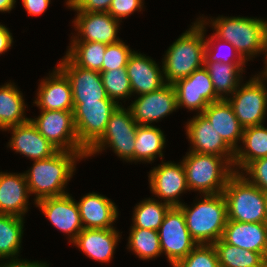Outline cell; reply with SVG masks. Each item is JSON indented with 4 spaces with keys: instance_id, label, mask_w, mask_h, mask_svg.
<instances>
[{
    "instance_id": "6da1fadb",
    "label": "cell",
    "mask_w": 267,
    "mask_h": 267,
    "mask_svg": "<svg viewBox=\"0 0 267 267\" xmlns=\"http://www.w3.org/2000/svg\"><path fill=\"white\" fill-rule=\"evenodd\" d=\"M86 153L58 150L49 158L34 160L32 167L24 173L30 195L35 194L34 204L67 194L65 187L76 170L77 161L85 159Z\"/></svg>"
},
{
    "instance_id": "7a4b0ae2",
    "label": "cell",
    "mask_w": 267,
    "mask_h": 267,
    "mask_svg": "<svg viewBox=\"0 0 267 267\" xmlns=\"http://www.w3.org/2000/svg\"><path fill=\"white\" fill-rule=\"evenodd\" d=\"M205 25H211L217 38L234 45L237 52L246 61L257 54L267 52V21L249 17H224L205 19L199 17ZM208 20V21H206ZM209 23V24H208Z\"/></svg>"
},
{
    "instance_id": "3957f363",
    "label": "cell",
    "mask_w": 267,
    "mask_h": 267,
    "mask_svg": "<svg viewBox=\"0 0 267 267\" xmlns=\"http://www.w3.org/2000/svg\"><path fill=\"white\" fill-rule=\"evenodd\" d=\"M192 24L172 43L163 57V76L168 84H174L204 66L206 25L199 18Z\"/></svg>"
},
{
    "instance_id": "277c9868",
    "label": "cell",
    "mask_w": 267,
    "mask_h": 267,
    "mask_svg": "<svg viewBox=\"0 0 267 267\" xmlns=\"http://www.w3.org/2000/svg\"><path fill=\"white\" fill-rule=\"evenodd\" d=\"M190 207L178 206L185 217L191 238L197 244H214L222 238L227 223V203L223 193L202 195Z\"/></svg>"
},
{
    "instance_id": "5b68a950",
    "label": "cell",
    "mask_w": 267,
    "mask_h": 267,
    "mask_svg": "<svg viewBox=\"0 0 267 267\" xmlns=\"http://www.w3.org/2000/svg\"><path fill=\"white\" fill-rule=\"evenodd\" d=\"M189 191L201 195L223 193L229 177L234 173L233 164L226 158L213 154L186 153L182 160Z\"/></svg>"
},
{
    "instance_id": "8992f818",
    "label": "cell",
    "mask_w": 267,
    "mask_h": 267,
    "mask_svg": "<svg viewBox=\"0 0 267 267\" xmlns=\"http://www.w3.org/2000/svg\"><path fill=\"white\" fill-rule=\"evenodd\" d=\"M223 195L227 203V221L267 223V194L234 172L228 179Z\"/></svg>"
},
{
    "instance_id": "52a82bcc",
    "label": "cell",
    "mask_w": 267,
    "mask_h": 267,
    "mask_svg": "<svg viewBox=\"0 0 267 267\" xmlns=\"http://www.w3.org/2000/svg\"><path fill=\"white\" fill-rule=\"evenodd\" d=\"M137 127L130 109L121 103L111 114L102 137L87 151L86 158L112 147L113 152L123 161L134 162Z\"/></svg>"
},
{
    "instance_id": "ba28073f",
    "label": "cell",
    "mask_w": 267,
    "mask_h": 267,
    "mask_svg": "<svg viewBox=\"0 0 267 267\" xmlns=\"http://www.w3.org/2000/svg\"><path fill=\"white\" fill-rule=\"evenodd\" d=\"M73 104L76 134L80 145L88 151L102 137L111 114L119 105L113 100Z\"/></svg>"
},
{
    "instance_id": "9c48e42d",
    "label": "cell",
    "mask_w": 267,
    "mask_h": 267,
    "mask_svg": "<svg viewBox=\"0 0 267 267\" xmlns=\"http://www.w3.org/2000/svg\"><path fill=\"white\" fill-rule=\"evenodd\" d=\"M264 82L257 74L240 84L232 96L226 98L244 128L264 124L267 111V89Z\"/></svg>"
},
{
    "instance_id": "30bf717a",
    "label": "cell",
    "mask_w": 267,
    "mask_h": 267,
    "mask_svg": "<svg viewBox=\"0 0 267 267\" xmlns=\"http://www.w3.org/2000/svg\"><path fill=\"white\" fill-rule=\"evenodd\" d=\"M37 130L58 150L87 152L79 143L73 111L41 110L36 118H30Z\"/></svg>"
},
{
    "instance_id": "8fae6325",
    "label": "cell",
    "mask_w": 267,
    "mask_h": 267,
    "mask_svg": "<svg viewBox=\"0 0 267 267\" xmlns=\"http://www.w3.org/2000/svg\"><path fill=\"white\" fill-rule=\"evenodd\" d=\"M162 254L173 266L185 258L197 245L191 238L186 226L185 217L178 206L170 207L158 230Z\"/></svg>"
},
{
    "instance_id": "7c38bea8",
    "label": "cell",
    "mask_w": 267,
    "mask_h": 267,
    "mask_svg": "<svg viewBox=\"0 0 267 267\" xmlns=\"http://www.w3.org/2000/svg\"><path fill=\"white\" fill-rule=\"evenodd\" d=\"M177 95V107L202 113L213 102L221 100L215 93L208 70L203 66L188 77L177 80L174 84Z\"/></svg>"
},
{
    "instance_id": "4fadbf2b",
    "label": "cell",
    "mask_w": 267,
    "mask_h": 267,
    "mask_svg": "<svg viewBox=\"0 0 267 267\" xmlns=\"http://www.w3.org/2000/svg\"><path fill=\"white\" fill-rule=\"evenodd\" d=\"M138 96L128 106L138 125H152L178 109L173 84L166 83L158 90Z\"/></svg>"
},
{
    "instance_id": "5bb4252c",
    "label": "cell",
    "mask_w": 267,
    "mask_h": 267,
    "mask_svg": "<svg viewBox=\"0 0 267 267\" xmlns=\"http://www.w3.org/2000/svg\"><path fill=\"white\" fill-rule=\"evenodd\" d=\"M148 177L151 193L159 200L161 198V202L163 200L171 207L183 204L178 197L189 189L182 161L177 164L162 160V164L150 170Z\"/></svg>"
},
{
    "instance_id": "9a60e30c",
    "label": "cell",
    "mask_w": 267,
    "mask_h": 267,
    "mask_svg": "<svg viewBox=\"0 0 267 267\" xmlns=\"http://www.w3.org/2000/svg\"><path fill=\"white\" fill-rule=\"evenodd\" d=\"M62 58L57 67L69 79L73 102L112 100L108 98L99 71L79 67L67 55Z\"/></svg>"
},
{
    "instance_id": "2e32d148",
    "label": "cell",
    "mask_w": 267,
    "mask_h": 267,
    "mask_svg": "<svg viewBox=\"0 0 267 267\" xmlns=\"http://www.w3.org/2000/svg\"><path fill=\"white\" fill-rule=\"evenodd\" d=\"M35 204L54 227L69 236L70 243L84 229L78 204L69 193L45 198Z\"/></svg>"
},
{
    "instance_id": "e0dca14e",
    "label": "cell",
    "mask_w": 267,
    "mask_h": 267,
    "mask_svg": "<svg viewBox=\"0 0 267 267\" xmlns=\"http://www.w3.org/2000/svg\"><path fill=\"white\" fill-rule=\"evenodd\" d=\"M74 22L77 36L73 35L71 41L100 42L112 44L120 39L117 36L120 21L108 12H77ZM80 36V37H79Z\"/></svg>"
},
{
    "instance_id": "ac0fdd59",
    "label": "cell",
    "mask_w": 267,
    "mask_h": 267,
    "mask_svg": "<svg viewBox=\"0 0 267 267\" xmlns=\"http://www.w3.org/2000/svg\"><path fill=\"white\" fill-rule=\"evenodd\" d=\"M196 114L185 125L187 139L191 144L189 151L226 157L233 164L235 152L202 113Z\"/></svg>"
},
{
    "instance_id": "d6986e66",
    "label": "cell",
    "mask_w": 267,
    "mask_h": 267,
    "mask_svg": "<svg viewBox=\"0 0 267 267\" xmlns=\"http://www.w3.org/2000/svg\"><path fill=\"white\" fill-rule=\"evenodd\" d=\"M48 76L41 80L33 103L40 110L73 111L72 89L67 76L57 66Z\"/></svg>"
},
{
    "instance_id": "ffe728a7",
    "label": "cell",
    "mask_w": 267,
    "mask_h": 267,
    "mask_svg": "<svg viewBox=\"0 0 267 267\" xmlns=\"http://www.w3.org/2000/svg\"><path fill=\"white\" fill-rule=\"evenodd\" d=\"M12 137L8 142L10 149L29 159L41 160L54 155L58 149L51 144L29 119L27 122L9 127Z\"/></svg>"
},
{
    "instance_id": "44dd1931",
    "label": "cell",
    "mask_w": 267,
    "mask_h": 267,
    "mask_svg": "<svg viewBox=\"0 0 267 267\" xmlns=\"http://www.w3.org/2000/svg\"><path fill=\"white\" fill-rule=\"evenodd\" d=\"M161 69V70H160ZM126 71L133 94L144 95L160 89L166 84L163 68L147 56L134 51L129 58Z\"/></svg>"
},
{
    "instance_id": "7402d4cb",
    "label": "cell",
    "mask_w": 267,
    "mask_h": 267,
    "mask_svg": "<svg viewBox=\"0 0 267 267\" xmlns=\"http://www.w3.org/2000/svg\"><path fill=\"white\" fill-rule=\"evenodd\" d=\"M84 229H109L118 218V208L108 197L92 192L78 201Z\"/></svg>"
},
{
    "instance_id": "603a6c76",
    "label": "cell",
    "mask_w": 267,
    "mask_h": 267,
    "mask_svg": "<svg viewBox=\"0 0 267 267\" xmlns=\"http://www.w3.org/2000/svg\"><path fill=\"white\" fill-rule=\"evenodd\" d=\"M28 194L24 173L0 172V214L24 218L28 211Z\"/></svg>"
},
{
    "instance_id": "cb8c5ba5",
    "label": "cell",
    "mask_w": 267,
    "mask_h": 267,
    "mask_svg": "<svg viewBox=\"0 0 267 267\" xmlns=\"http://www.w3.org/2000/svg\"><path fill=\"white\" fill-rule=\"evenodd\" d=\"M119 237L115 228L83 229L72 243L91 259L106 263L112 260Z\"/></svg>"
},
{
    "instance_id": "d4e9b609",
    "label": "cell",
    "mask_w": 267,
    "mask_h": 267,
    "mask_svg": "<svg viewBox=\"0 0 267 267\" xmlns=\"http://www.w3.org/2000/svg\"><path fill=\"white\" fill-rule=\"evenodd\" d=\"M222 239L230 245L258 252L267 260V223L227 221Z\"/></svg>"
},
{
    "instance_id": "484cf974",
    "label": "cell",
    "mask_w": 267,
    "mask_h": 267,
    "mask_svg": "<svg viewBox=\"0 0 267 267\" xmlns=\"http://www.w3.org/2000/svg\"><path fill=\"white\" fill-rule=\"evenodd\" d=\"M202 114L235 152L239 148L238 141L242 142L244 127L238 121L229 102L226 99H221L210 103Z\"/></svg>"
},
{
    "instance_id": "4316f807",
    "label": "cell",
    "mask_w": 267,
    "mask_h": 267,
    "mask_svg": "<svg viewBox=\"0 0 267 267\" xmlns=\"http://www.w3.org/2000/svg\"><path fill=\"white\" fill-rule=\"evenodd\" d=\"M242 144L244 147L241 148L240 145L235 151L233 162V170L238 173L242 172L250 162L267 157V128L263 124L245 127Z\"/></svg>"
},
{
    "instance_id": "83f0119b",
    "label": "cell",
    "mask_w": 267,
    "mask_h": 267,
    "mask_svg": "<svg viewBox=\"0 0 267 267\" xmlns=\"http://www.w3.org/2000/svg\"><path fill=\"white\" fill-rule=\"evenodd\" d=\"M245 65V63L226 64L204 61V67L208 70L215 93L220 99H226L231 96L242 83Z\"/></svg>"
},
{
    "instance_id": "f1b7e54d",
    "label": "cell",
    "mask_w": 267,
    "mask_h": 267,
    "mask_svg": "<svg viewBox=\"0 0 267 267\" xmlns=\"http://www.w3.org/2000/svg\"><path fill=\"white\" fill-rule=\"evenodd\" d=\"M23 94L12 82L0 86V129L5 130L27 122Z\"/></svg>"
},
{
    "instance_id": "f546056e",
    "label": "cell",
    "mask_w": 267,
    "mask_h": 267,
    "mask_svg": "<svg viewBox=\"0 0 267 267\" xmlns=\"http://www.w3.org/2000/svg\"><path fill=\"white\" fill-rule=\"evenodd\" d=\"M162 130L153 125H138L136 130L134 162L151 163L159 155L163 160L162 150L166 146Z\"/></svg>"
},
{
    "instance_id": "4dcf8cb0",
    "label": "cell",
    "mask_w": 267,
    "mask_h": 267,
    "mask_svg": "<svg viewBox=\"0 0 267 267\" xmlns=\"http://www.w3.org/2000/svg\"><path fill=\"white\" fill-rule=\"evenodd\" d=\"M213 245L217 252L219 267H267V260L258 252L230 245L222 238Z\"/></svg>"
},
{
    "instance_id": "1f68e13d",
    "label": "cell",
    "mask_w": 267,
    "mask_h": 267,
    "mask_svg": "<svg viewBox=\"0 0 267 267\" xmlns=\"http://www.w3.org/2000/svg\"><path fill=\"white\" fill-rule=\"evenodd\" d=\"M23 228L24 218L0 214V261L18 258L22 245Z\"/></svg>"
},
{
    "instance_id": "d6a6232c",
    "label": "cell",
    "mask_w": 267,
    "mask_h": 267,
    "mask_svg": "<svg viewBox=\"0 0 267 267\" xmlns=\"http://www.w3.org/2000/svg\"><path fill=\"white\" fill-rule=\"evenodd\" d=\"M106 47L100 42L71 41L66 55L79 67L100 71Z\"/></svg>"
},
{
    "instance_id": "836d02e7",
    "label": "cell",
    "mask_w": 267,
    "mask_h": 267,
    "mask_svg": "<svg viewBox=\"0 0 267 267\" xmlns=\"http://www.w3.org/2000/svg\"><path fill=\"white\" fill-rule=\"evenodd\" d=\"M171 206L154 198H148L136 204L133 211V226L130 228H142L159 230L166 212Z\"/></svg>"
},
{
    "instance_id": "e575fe53",
    "label": "cell",
    "mask_w": 267,
    "mask_h": 267,
    "mask_svg": "<svg viewBox=\"0 0 267 267\" xmlns=\"http://www.w3.org/2000/svg\"><path fill=\"white\" fill-rule=\"evenodd\" d=\"M127 246V249H131L141 260L153 259L162 254L156 230L130 228Z\"/></svg>"
},
{
    "instance_id": "d590c367",
    "label": "cell",
    "mask_w": 267,
    "mask_h": 267,
    "mask_svg": "<svg viewBox=\"0 0 267 267\" xmlns=\"http://www.w3.org/2000/svg\"><path fill=\"white\" fill-rule=\"evenodd\" d=\"M101 79L108 98L118 105H120V100H125L133 95L126 67L103 71Z\"/></svg>"
},
{
    "instance_id": "8d00e7d4",
    "label": "cell",
    "mask_w": 267,
    "mask_h": 267,
    "mask_svg": "<svg viewBox=\"0 0 267 267\" xmlns=\"http://www.w3.org/2000/svg\"><path fill=\"white\" fill-rule=\"evenodd\" d=\"M172 267H219L216 249L213 244H197L185 258Z\"/></svg>"
},
{
    "instance_id": "74e56055",
    "label": "cell",
    "mask_w": 267,
    "mask_h": 267,
    "mask_svg": "<svg viewBox=\"0 0 267 267\" xmlns=\"http://www.w3.org/2000/svg\"><path fill=\"white\" fill-rule=\"evenodd\" d=\"M206 40V44H205V58L204 61H214V62H222V63H226V64H230V63H246V61L241 57V55L237 52L236 48L234 47L233 44L219 39L217 38L213 33L212 36L205 39ZM217 42V43H215ZM224 43L225 47L229 50L228 54L223 55L224 53L221 54L222 51L221 47H218V45L220 44V46H222V44ZM217 44V45H215ZM223 45V46H224ZM227 45V46H226ZM216 47H218L221 50H216ZM232 51V52H230ZM219 52V53H218ZM226 52V51H224ZM230 53V55H229Z\"/></svg>"
},
{
    "instance_id": "f35d334b",
    "label": "cell",
    "mask_w": 267,
    "mask_h": 267,
    "mask_svg": "<svg viewBox=\"0 0 267 267\" xmlns=\"http://www.w3.org/2000/svg\"><path fill=\"white\" fill-rule=\"evenodd\" d=\"M133 52L134 50L132 51L122 40L108 44L103 57L102 68L99 72L126 67Z\"/></svg>"
},
{
    "instance_id": "ab89813d",
    "label": "cell",
    "mask_w": 267,
    "mask_h": 267,
    "mask_svg": "<svg viewBox=\"0 0 267 267\" xmlns=\"http://www.w3.org/2000/svg\"><path fill=\"white\" fill-rule=\"evenodd\" d=\"M240 173L267 194V157L250 162Z\"/></svg>"
},
{
    "instance_id": "60d3db41",
    "label": "cell",
    "mask_w": 267,
    "mask_h": 267,
    "mask_svg": "<svg viewBox=\"0 0 267 267\" xmlns=\"http://www.w3.org/2000/svg\"><path fill=\"white\" fill-rule=\"evenodd\" d=\"M144 0H112L108 13L115 19L123 20L135 11L143 10Z\"/></svg>"
},
{
    "instance_id": "b9f144b4",
    "label": "cell",
    "mask_w": 267,
    "mask_h": 267,
    "mask_svg": "<svg viewBox=\"0 0 267 267\" xmlns=\"http://www.w3.org/2000/svg\"><path fill=\"white\" fill-rule=\"evenodd\" d=\"M112 0H66V5L76 12H108Z\"/></svg>"
},
{
    "instance_id": "7bdbcfd3",
    "label": "cell",
    "mask_w": 267,
    "mask_h": 267,
    "mask_svg": "<svg viewBox=\"0 0 267 267\" xmlns=\"http://www.w3.org/2000/svg\"><path fill=\"white\" fill-rule=\"evenodd\" d=\"M51 0H22L23 7L30 16H39L48 9Z\"/></svg>"
},
{
    "instance_id": "ee69618b",
    "label": "cell",
    "mask_w": 267,
    "mask_h": 267,
    "mask_svg": "<svg viewBox=\"0 0 267 267\" xmlns=\"http://www.w3.org/2000/svg\"><path fill=\"white\" fill-rule=\"evenodd\" d=\"M3 263V264H2ZM0 267H49V264L39 261L20 260L18 258H12L5 262H2ZM48 265V266H47Z\"/></svg>"
},
{
    "instance_id": "f6af8a7d",
    "label": "cell",
    "mask_w": 267,
    "mask_h": 267,
    "mask_svg": "<svg viewBox=\"0 0 267 267\" xmlns=\"http://www.w3.org/2000/svg\"><path fill=\"white\" fill-rule=\"evenodd\" d=\"M13 37L12 33L5 25L0 24V55L7 52L12 47Z\"/></svg>"
},
{
    "instance_id": "bcb514c9",
    "label": "cell",
    "mask_w": 267,
    "mask_h": 267,
    "mask_svg": "<svg viewBox=\"0 0 267 267\" xmlns=\"http://www.w3.org/2000/svg\"><path fill=\"white\" fill-rule=\"evenodd\" d=\"M16 0H0V12H10L15 8Z\"/></svg>"
},
{
    "instance_id": "7dc6e473",
    "label": "cell",
    "mask_w": 267,
    "mask_h": 267,
    "mask_svg": "<svg viewBox=\"0 0 267 267\" xmlns=\"http://www.w3.org/2000/svg\"><path fill=\"white\" fill-rule=\"evenodd\" d=\"M265 69H264V71L262 70V71H260L259 72V75L264 79V80H267V52L265 53Z\"/></svg>"
}]
</instances>
